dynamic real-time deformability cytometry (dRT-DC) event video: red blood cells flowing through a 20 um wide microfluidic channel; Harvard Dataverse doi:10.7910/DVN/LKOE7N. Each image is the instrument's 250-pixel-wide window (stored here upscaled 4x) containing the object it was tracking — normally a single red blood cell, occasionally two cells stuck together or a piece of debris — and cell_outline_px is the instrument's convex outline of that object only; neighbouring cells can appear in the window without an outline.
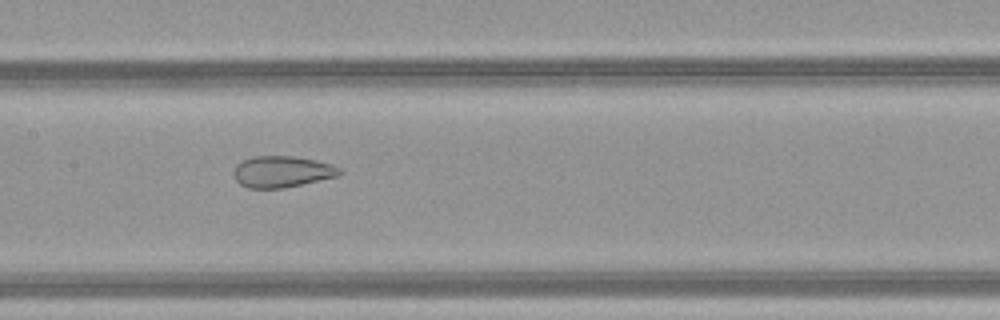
{"species": "common noctule bat (a hibernating species)", "species_latin": "Nyctalus noctula", "temperature_condition": "warm", "stored_images_in_passage": 36, "camera_frame_rate_fps": 3000, "um_per_image_px": 0.085, "animal": {"sex": "female", "body_mass_g": 21.9}, "frame": {"image": 1, "passage_image": 12, "time_ms": 3.667, "image_size_px": [1000, 320], "cell_outline_px": [[344, 172], [340, 176], [284, 188], [248, 188], [240, 184], [236, 180], [236, 164], [252, 156], [292, 156], [316, 160], [332, 164], [340, 168]], "centroid_in_image_um": [24.04, 14.59], "position_along_channel_um": 183.4, "area_um2": 19.36}}
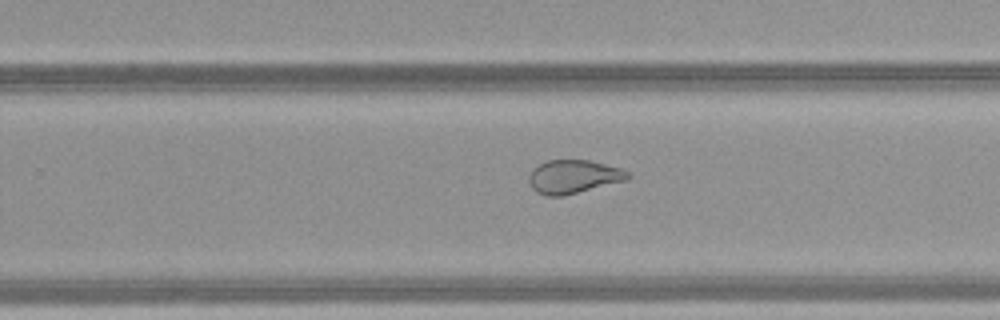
{"frame": {"image": 2, "passage_image": 19, "time_ms": 6.0, "image_size_px": [1000, 320], "cell_outline_px": [[632, 176], [628, 180], [564, 196], [548, 196], [536, 192], [532, 188], [528, 180], [528, 176], [532, 168], [548, 160], [588, 160], [620, 168], [628, 172]], "centroid_in_image_um": [48.74, 15.03], "position_along_channel_um": 281.1, "area_um2": 19.42}}
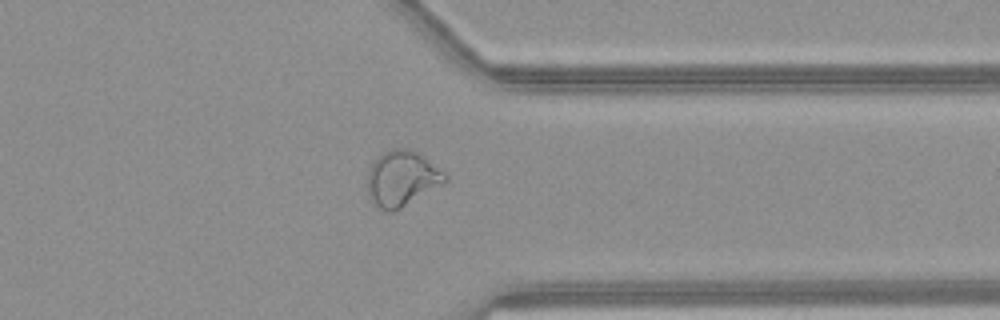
{"frame": {"image": 3, "passage_image": 26, "time_ms": 8.333, "image_size_px": [1000, 320], "cell_outline_px": [[448, 180], [444, 184], [400, 208], [392, 212], [388, 212], [380, 208], [372, 200], [368, 192], [368, 172], [376, 156], [392, 148], [404, 148], [416, 152], [444, 172], [448, 176]], "centroid_in_image_um": [34.16, 15.17], "position_along_channel_um": 377.2, "area_um2": 24.74}, "authors_computed_cell_mechanics": {"area_um2": 22.5709, "velocity_mm_per_s": 4.2099, "shape_relaxation_time_tau1_ms": null, "shape_relaxation_time_tau2_ms": 0.8722, "deformation_change_tau1": null, "deformation_change_tau2": 0.0765}}